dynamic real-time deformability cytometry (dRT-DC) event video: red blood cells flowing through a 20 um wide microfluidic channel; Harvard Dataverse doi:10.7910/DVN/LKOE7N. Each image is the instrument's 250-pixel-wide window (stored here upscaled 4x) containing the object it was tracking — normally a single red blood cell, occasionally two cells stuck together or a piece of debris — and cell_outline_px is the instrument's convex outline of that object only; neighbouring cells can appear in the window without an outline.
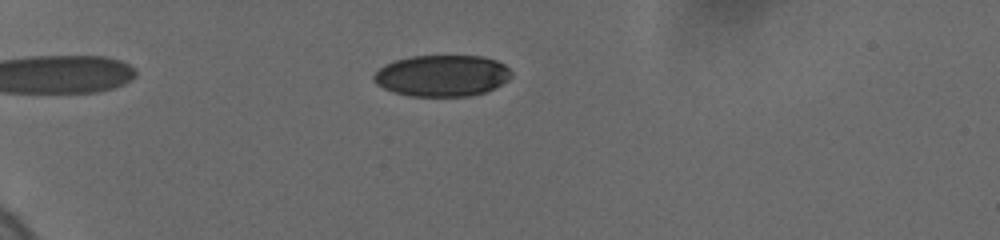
{"species": "human", "species_latin": "Homo sapiens", "temperature_condition": "cold", "stored_images_in_passage": 7, "camera_frame_rate_fps": 3000, "um_per_image_px": 0.085, "donor": {"sex": "female"}, "frame": {"image": 1, "passage_image": 2, "time_ms": 0.667, "image_size_px": [1000, 240], "cell_outline_px": [[512, 76], [508, 80], [484, 92], [472, 96], [412, 96], [392, 92], [376, 84], [372, 80], [372, 76], [384, 64], [396, 60], [412, 56], [484, 56], [496, 60], [504, 64], [512, 72]], "centroid_in_image_um": [37.56, 6.43], "position_along_channel_um": 47.4, "area_um2": 33.23}}
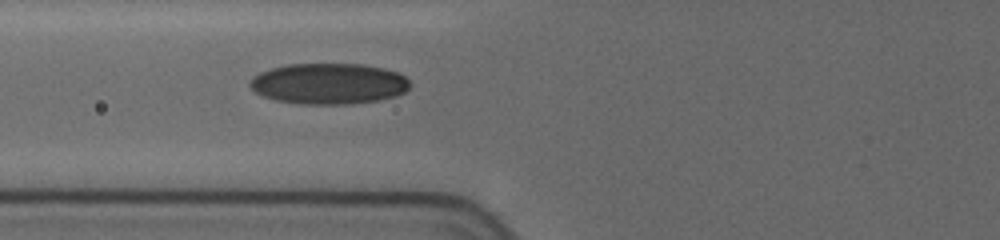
{"frame": {"image": 2, "passage_image": 7, "time_ms": 3.333, "image_size_px": [1000, 240], "cell_outline_px": [[412, 84], [404, 92], [396, 96], [380, 100], [348, 104], [300, 104], [276, 100], [264, 96], [256, 92], [248, 84], [260, 72], [272, 68], [288, 64], [360, 64], [384, 68], [396, 72], [404, 76]], "centroid_in_image_um": [27.98, 7.11], "position_along_channel_um": 97.8, "area_um2": 38.03}}